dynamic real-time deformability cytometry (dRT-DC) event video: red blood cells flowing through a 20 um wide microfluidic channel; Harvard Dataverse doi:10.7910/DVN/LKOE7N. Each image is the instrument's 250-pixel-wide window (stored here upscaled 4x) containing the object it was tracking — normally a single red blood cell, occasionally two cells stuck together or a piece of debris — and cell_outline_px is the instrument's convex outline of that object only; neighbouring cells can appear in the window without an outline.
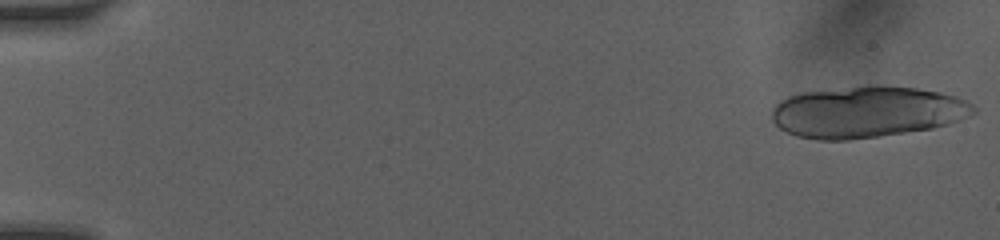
{"species": "human", "species_latin": "Homo sapiens", "temperature_condition": "room temperature", "stored_images_in_passage": 21, "camera_frame_rate_fps": 3000, "um_per_image_px": 0.085, "donor": {"sex": "female"}, "frame": {"image": 1, "passage_image": 1, "time_ms": 0.0, "image_size_px": [1000, 240], "cell_outline_px": [[976, 112], [968, 116], [948, 124], [932, 128], [880, 136], [848, 140], [820, 140], [796, 136], [780, 128], [772, 120], [772, 108], [780, 100], [788, 96], [804, 92], [872, 84], [876, 84], [916, 88], [940, 92], [956, 96], [968, 100], [976, 108]], "centroid_in_image_um": [73.7, 9.5], "position_along_channel_um": 11.3, "area_um2": 60.63}}